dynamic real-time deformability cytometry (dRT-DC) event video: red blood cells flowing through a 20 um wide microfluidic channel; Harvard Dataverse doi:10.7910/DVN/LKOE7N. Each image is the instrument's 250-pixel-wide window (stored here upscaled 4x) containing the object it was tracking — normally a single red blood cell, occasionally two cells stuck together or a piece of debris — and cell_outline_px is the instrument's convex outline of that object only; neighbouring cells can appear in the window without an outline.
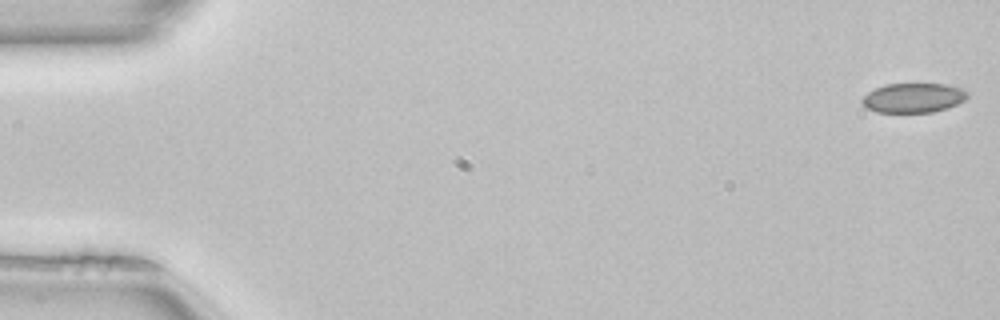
{"species": "common noctule bat (a hibernating species)", "species_latin": "Nyctalus noctula", "temperature_condition": "room temperature", "stored_images_in_passage": 51, "camera_frame_rate_fps": 3000, "um_per_image_px": 0.085, "animal": {"sex": "female", "body_mass_g": 22.7, "forearm_length_mm": 54.2}, "frame": {"image": 1, "passage_image": 1, "time_ms": 0.0, "image_size_px": [1000, 320], "cell_outline_px": [[968, 96], [964, 100], [956, 104], [932, 112], [876, 112], [864, 108], [860, 100], [868, 92], [884, 84], [944, 84], [960, 88], [968, 92]], "centroid_in_image_um": [77.57, 8.32], "position_along_channel_um": 7.4, "area_um2": 18.03}}
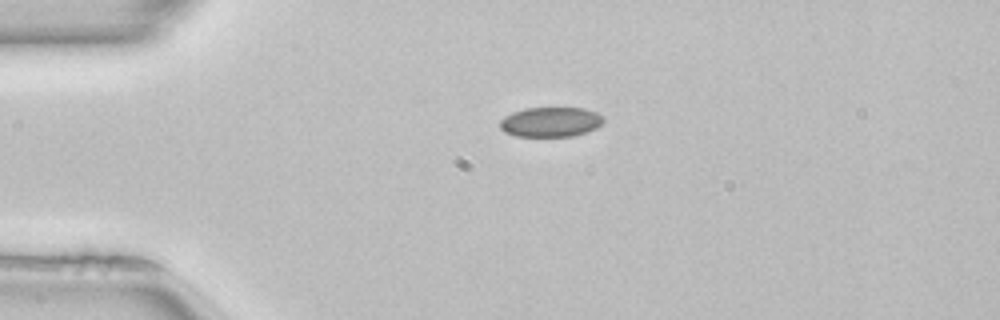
{"frame": {"image": 2, "passage_image": 12, "time_ms": 3.667, "image_size_px": [1000, 320], "cell_outline_px": [[604, 124], [596, 128], [572, 136], [516, 136], [504, 132], [500, 128], [500, 120], [504, 116], [512, 112], [524, 108], [584, 108], [596, 112], [604, 116]], "centroid_in_image_um": [46.81, 10.36], "position_along_channel_um": 38.2, "area_um2": 18.09}}
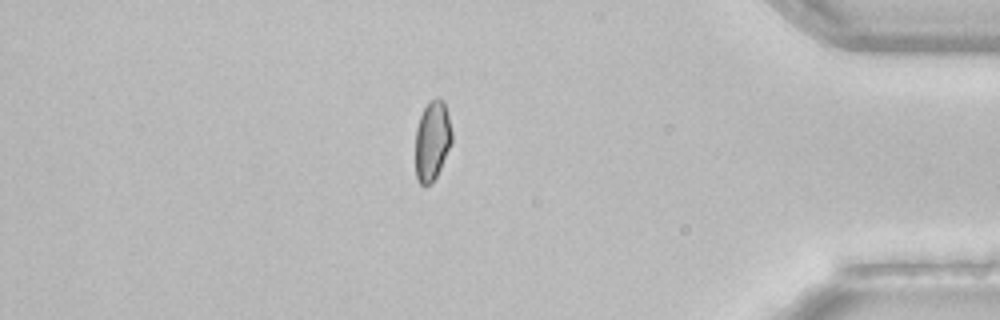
{"frame": {"image": 3, "passage_image": 44, "time_ms": 14.333, "image_size_px": [1000, 320], "cell_outline_px": [[452, 144], [432, 184], [424, 188], [420, 184], [416, 176], [416, 128], [420, 116], [424, 108], [436, 96], [444, 100], [452, 132]], "centroid_in_image_um": [36.74, 11.98], "position_along_channel_um": 398.5, "area_um2": 17.05}}